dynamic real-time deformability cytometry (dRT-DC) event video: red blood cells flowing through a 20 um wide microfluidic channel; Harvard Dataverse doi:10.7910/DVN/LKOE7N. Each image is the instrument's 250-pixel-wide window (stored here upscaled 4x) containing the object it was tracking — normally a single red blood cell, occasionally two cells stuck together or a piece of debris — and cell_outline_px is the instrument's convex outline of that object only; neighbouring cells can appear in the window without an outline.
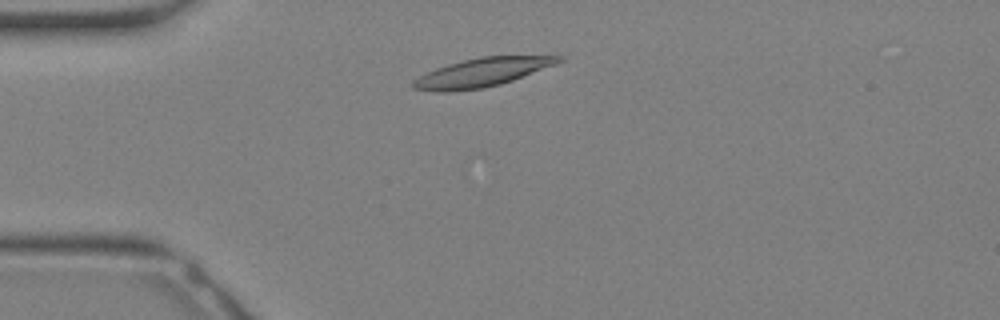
{"species": "Egyptian fruit bat (a non-hibernating species)", "species_latin": "Rousettus aegyptiacus", "temperature_condition": "warm", "stored_images_in_passage": 28, "camera_frame_rate_fps": 3000, "um_per_image_px": 0.085, "animal": {"sex": "female"}, "frame": {"image": 1, "passage_image": 4, "time_ms": 1.0, "image_size_px": [1000, 320], "cell_outline_px": [[564, 60], [556, 64], [512, 80], [500, 84], [480, 88], [448, 92], [440, 92], [412, 88], [412, 80], [436, 68], [448, 64], [464, 60], [484, 56], [564, 56]], "centroid_in_image_um": [40.96, 6.16], "position_along_channel_um": 44.0, "area_um2": 23.87}}
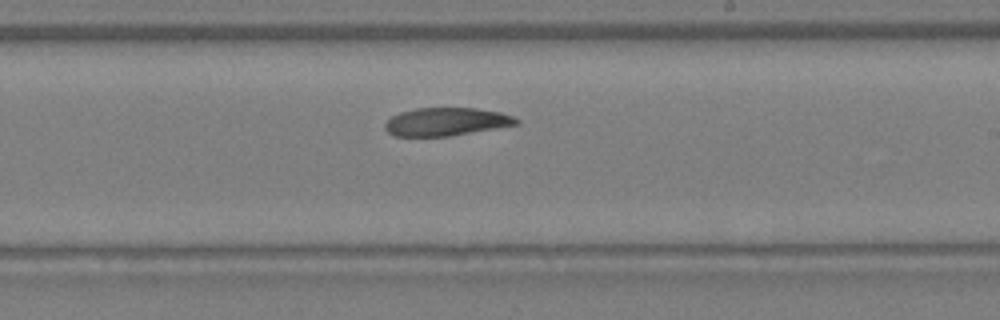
{"frame": {"image": 2, "passage_image": 15, "time_ms": 4.667, "image_size_px": [1000, 320], "cell_outline_px": [[520, 120], [516, 124], [448, 136], [392, 136], [384, 128], [384, 124], [392, 116], [400, 112], [416, 108], [476, 108], [500, 112], [512, 116]], "centroid_in_image_um": [37.87, 10.34], "position_along_channel_um": 251.1, "area_um2": 21.21}}
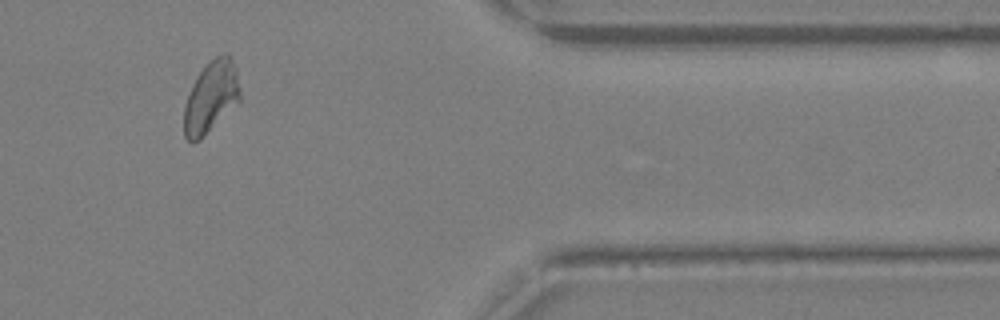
{"frame": {"image": 3, "passage_image": 23, "time_ms": 7.333, "image_size_px": [1000, 320], "cell_outline_px": [[240, 100], [200, 140], [192, 144], [184, 136], [184, 108], [192, 84], [196, 76], [204, 64], [220, 52], [228, 52], [236, 64], [240, 88]], "centroid_in_image_um": [17.95, 8.18], "position_along_channel_um": 393.5, "area_um2": 23.81}}